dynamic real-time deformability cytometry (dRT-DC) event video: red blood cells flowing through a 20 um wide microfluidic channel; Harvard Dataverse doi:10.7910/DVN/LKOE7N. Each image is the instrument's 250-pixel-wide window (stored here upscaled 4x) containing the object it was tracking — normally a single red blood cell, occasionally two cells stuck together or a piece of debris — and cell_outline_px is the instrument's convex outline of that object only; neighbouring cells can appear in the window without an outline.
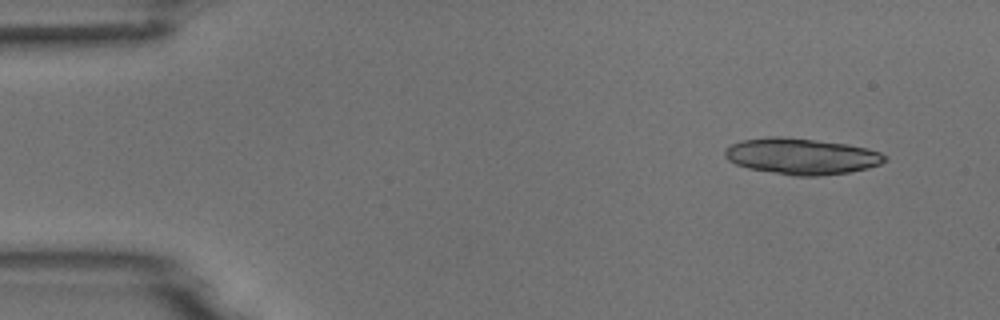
{"species": "common noctule bat (a hibernating species)", "species_latin": "Nyctalus noctula", "temperature_condition": "room temperature", "stored_images_in_passage": 8, "camera_frame_rate_fps": 3000, "um_per_image_px": 0.085, "animal": {"sex": "male", "body_mass_g": 18.8}, "frame": {"image": 1, "passage_image": 4, "time_ms": 1.0, "image_size_px": [1000, 320], "cell_outline_px": [[888, 160], [880, 164], [868, 168], [848, 172], [820, 176], [796, 176], [748, 168], [736, 164], [728, 160], [724, 156], [724, 148], [740, 140], [772, 136], [776, 136], [848, 144], [868, 148], [880, 152], [888, 156]], "centroid_in_image_um": [68.14, 13.28], "position_along_channel_um": 16.9, "area_um2": 33.7}}